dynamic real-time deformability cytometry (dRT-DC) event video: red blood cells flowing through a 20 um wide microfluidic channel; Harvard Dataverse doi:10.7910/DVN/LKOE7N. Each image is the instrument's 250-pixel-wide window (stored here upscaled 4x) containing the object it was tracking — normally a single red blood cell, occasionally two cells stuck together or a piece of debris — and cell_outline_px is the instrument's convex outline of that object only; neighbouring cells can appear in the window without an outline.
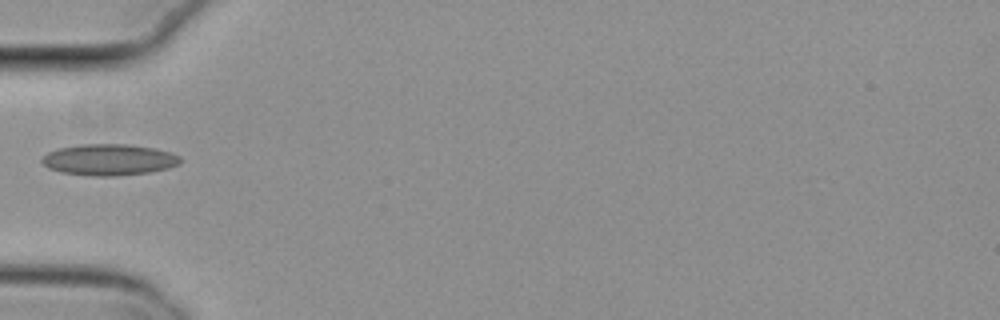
{"species": "common noctule bat (a hibernating species)", "species_latin": "Nyctalus noctula", "temperature_condition": "cold", "stored_images_in_passage": 3, "camera_frame_rate_fps": 3000, "um_per_image_px": 0.085, "animal": {"sex": "female", "body_mass_g": 29.2, "forearm_length_mm": 56.3}, "frame": {"image": 1, "passage_image": 1, "time_ms": 0.0, "image_size_px": [1000, 320], "cell_outline_px": [[184, 160], [180, 164], [168, 168], [148, 172], [116, 176], [92, 176], [60, 172], [48, 168], [40, 160], [48, 152], [60, 148], [80, 144], [128, 144], [156, 148], [172, 152], [180, 156]], "centroid_in_image_um": [9.31, 13.57], "position_along_channel_um": 75.7, "area_um2": 25.43}}